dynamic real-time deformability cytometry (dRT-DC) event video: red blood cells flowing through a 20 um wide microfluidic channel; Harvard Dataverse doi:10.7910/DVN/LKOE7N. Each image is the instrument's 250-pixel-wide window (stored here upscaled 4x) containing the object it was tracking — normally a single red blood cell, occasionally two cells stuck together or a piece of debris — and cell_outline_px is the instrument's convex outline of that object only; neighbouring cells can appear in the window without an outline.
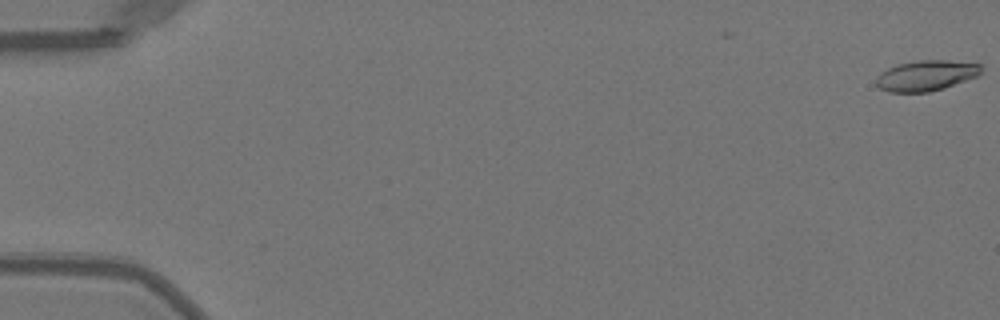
{"species": "Egyptian fruit bat (a non-hibernating species)", "species_latin": "Rousettus aegyptiacus", "temperature_condition": "warm", "stored_images_in_passage": 6, "camera_frame_rate_fps": 3000, "um_per_image_px": 0.085, "animal": {"sex": "female"}, "frame": {"image": 1, "passage_image": 1, "time_ms": 0.0, "image_size_px": [1000, 320], "cell_outline_px": [[980, 72], [976, 76], [944, 88], [928, 92], [888, 92], [880, 88], [876, 84], [876, 76], [880, 72], [896, 64], [920, 60], [948, 60], [980, 64]], "centroid_in_image_um": [78.66, 6.42], "position_along_channel_um": 6.3, "area_um2": 18.55}}